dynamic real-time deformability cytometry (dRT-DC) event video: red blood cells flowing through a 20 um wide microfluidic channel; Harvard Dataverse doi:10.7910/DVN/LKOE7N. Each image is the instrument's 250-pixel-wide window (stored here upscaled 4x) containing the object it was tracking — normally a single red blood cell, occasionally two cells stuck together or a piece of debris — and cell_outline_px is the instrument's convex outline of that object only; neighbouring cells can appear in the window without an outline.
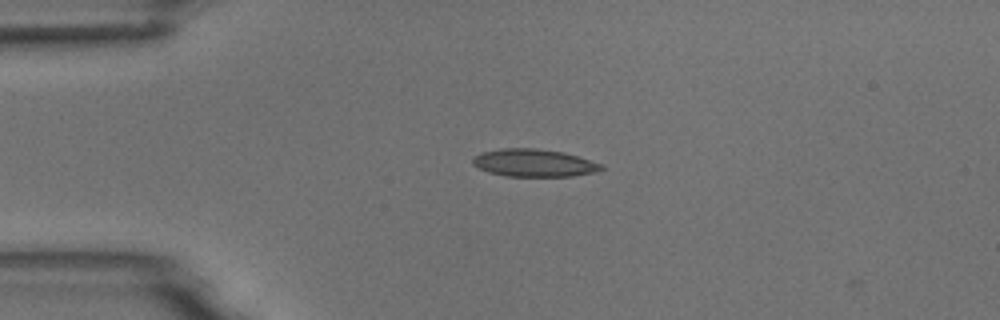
{"species": "common noctule bat (a hibernating species)", "species_latin": "Nyctalus noctula", "temperature_condition": "room temperature", "stored_images_in_passage": 2, "camera_frame_rate_fps": 3000, "um_per_image_px": 0.085, "animal": {"sex": "male", "body_mass_g": 18.8}, "frame": {"image": 1, "passage_image": 1, "time_ms": 0.0, "image_size_px": [1000, 320], "cell_outline_px": [[604, 168], [596, 172], [572, 176], [504, 176], [488, 172], [472, 164], [472, 156], [484, 152], [500, 148], [536, 148], [564, 152], [604, 164]], "centroid_in_image_um": [45.39, 13.84], "position_along_channel_um": 39.6, "area_um2": 20.81}}